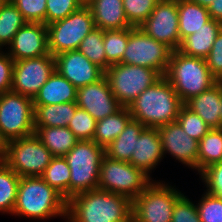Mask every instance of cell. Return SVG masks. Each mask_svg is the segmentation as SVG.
<instances>
[{"label":"cell","mask_w":222,"mask_h":222,"mask_svg":"<svg viewBox=\"0 0 222 222\" xmlns=\"http://www.w3.org/2000/svg\"><path fill=\"white\" fill-rule=\"evenodd\" d=\"M66 218L71 222H132V201L117 193L90 190L67 200Z\"/></svg>","instance_id":"1"},{"label":"cell","mask_w":222,"mask_h":222,"mask_svg":"<svg viewBox=\"0 0 222 222\" xmlns=\"http://www.w3.org/2000/svg\"><path fill=\"white\" fill-rule=\"evenodd\" d=\"M12 216L47 221L66 218L67 200L41 176L20 177Z\"/></svg>","instance_id":"2"},{"label":"cell","mask_w":222,"mask_h":222,"mask_svg":"<svg viewBox=\"0 0 222 222\" xmlns=\"http://www.w3.org/2000/svg\"><path fill=\"white\" fill-rule=\"evenodd\" d=\"M183 105L173 86L163 75L156 83L139 94L128 108L133 119L138 120L145 127L158 128L177 122Z\"/></svg>","instance_id":"3"},{"label":"cell","mask_w":222,"mask_h":222,"mask_svg":"<svg viewBox=\"0 0 222 222\" xmlns=\"http://www.w3.org/2000/svg\"><path fill=\"white\" fill-rule=\"evenodd\" d=\"M165 78L183 103L210 89L218 80L210 73L205 59L172 51Z\"/></svg>","instance_id":"4"},{"label":"cell","mask_w":222,"mask_h":222,"mask_svg":"<svg viewBox=\"0 0 222 222\" xmlns=\"http://www.w3.org/2000/svg\"><path fill=\"white\" fill-rule=\"evenodd\" d=\"M105 148L93 140H79L64 156L70 168V198L98 189Z\"/></svg>","instance_id":"5"},{"label":"cell","mask_w":222,"mask_h":222,"mask_svg":"<svg viewBox=\"0 0 222 222\" xmlns=\"http://www.w3.org/2000/svg\"><path fill=\"white\" fill-rule=\"evenodd\" d=\"M182 192L168 181L153 180L132 201V222H171L174 205Z\"/></svg>","instance_id":"6"},{"label":"cell","mask_w":222,"mask_h":222,"mask_svg":"<svg viewBox=\"0 0 222 222\" xmlns=\"http://www.w3.org/2000/svg\"><path fill=\"white\" fill-rule=\"evenodd\" d=\"M104 77L119 104L122 107H128L139 94L156 83L162 75L147 67L116 63L104 71Z\"/></svg>","instance_id":"7"},{"label":"cell","mask_w":222,"mask_h":222,"mask_svg":"<svg viewBox=\"0 0 222 222\" xmlns=\"http://www.w3.org/2000/svg\"><path fill=\"white\" fill-rule=\"evenodd\" d=\"M153 180L129 162L105 155L100 165L98 189L117 193L133 201Z\"/></svg>","instance_id":"8"},{"label":"cell","mask_w":222,"mask_h":222,"mask_svg":"<svg viewBox=\"0 0 222 222\" xmlns=\"http://www.w3.org/2000/svg\"><path fill=\"white\" fill-rule=\"evenodd\" d=\"M46 26L49 52L53 56L77 50L84 37L96 28L87 5L81 6L66 18Z\"/></svg>","instance_id":"9"},{"label":"cell","mask_w":222,"mask_h":222,"mask_svg":"<svg viewBox=\"0 0 222 222\" xmlns=\"http://www.w3.org/2000/svg\"><path fill=\"white\" fill-rule=\"evenodd\" d=\"M0 132L7 142L33 135V99L13 91L0 94Z\"/></svg>","instance_id":"10"},{"label":"cell","mask_w":222,"mask_h":222,"mask_svg":"<svg viewBox=\"0 0 222 222\" xmlns=\"http://www.w3.org/2000/svg\"><path fill=\"white\" fill-rule=\"evenodd\" d=\"M53 158L35 134L8 141L4 162L20 177L41 176Z\"/></svg>","instance_id":"11"},{"label":"cell","mask_w":222,"mask_h":222,"mask_svg":"<svg viewBox=\"0 0 222 222\" xmlns=\"http://www.w3.org/2000/svg\"><path fill=\"white\" fill-rule=\"evenodd\" d=\"M171 53L168 46L150 37L141 28L131 27L122 63L154 69L163 76Z\"/></svg>","instance_id":"12"},{"label":"cell","mask_w":222,"mask_h":222,"mask_svg":"<svg viewBox=\"0 0 222 222\" xmlns=\"http://www.w3.org/2000/svg\"><path fill=\"white\" fill-rule=\"evenodd\" d=\"M54 71L51 54L14 61L11 91L34 99Z\"/></svg>","instance_id":"13"},{"label":"cell","mask_w":222,"mask_h":222,"mask_svg":"<svg viewBox=\"0 0 222 222\" xmlns=\"http://www.w3.org/2000/svg\"><path fill=\"white\" fill-rule=\"evenodd\" d=\"M139 28L172 51L178 50L181 45L178 0H160Z\"/></svg>","instance_id":"14"},{"label":"cell","mask_w":222,"mask_h":222,"mask_svg":"<svg viewBox=\"0 0 222 222\" xmlns=\"http://www.w3.org/2000/svg\"><path fill=\"white\" fill-rule=\"evenodd\" d=\"M163 156L170 155L192 171L197 172L199 141L191 138L178 122L168 123L157 128Z\"/></svg>","instance_id":"15"},{"label":"cell","mask_w":222,"mask_h":222,"mask_svg":"<svg viewBox=\"0 0 222 222\" xmlns=\"http://www.w3.org/2000/svg\"><path fill=\"white\" fill-rule=\"evenodd\" d=\"M55 71L77 89L93 84L104 77V70L92 63L78 50L65 51L56 56Z\"/></svg>","instance_id":"16"},{"label":"cell","mask_w":222,"mask_h":222,"mask_svg":"<svg viewBox=\"0 0 222 222\" xmlns=\"http://www.w3.org/2000/svg\"><path fill=\"white\" fill-rule=\"evenodd\" d=\"M6 49L14 61L49 55L47 26L27 22L16 32Z\"/></svg>","instance_id":"17"},{"label":"cell","mask_w":222,"mask_h":222,"mask_svg":"<svg viewBox=\"0 0 222 222\" xmlns=\"http://www.w3.org/2000/svg\"><path fill=\"white\" fill-rule=\"evenodd\" d=\"M76 103L97 121L114 114L122 107L105 77L96 83L78 88Z\"/></svg>","instance_id":"18"},{"label":"cell","mask_w":222,"mask_h":222,"mask_svg":"<svg viewBox=\"0 0 222 222\" xmlns=\"http://www.w3.org/2000/svg\"><path fill=\"white\" fill-rule=\"evenodd\" d=\"M163 159L158 129L145 127L136 140L129 163L142 170L152 179V171L157 168Z\"/></svg>","instance_id":"19"},{"label":"cell","mask_w":222,"mask_h":222,"mask_svg":"<svg viewBox=\"0 0 222 222\" xmlns=\"http://www.w3.org/2000/svg\"><path fill=\"white\" fill-rule=\"evenodd\" d=\"M222 82L218 81L210 89L193 96L184 105L198 114L211 129L221 128Z\"/></svg>","instance_id":"20"},{"label":"cell","mask_w":222,"mask_h":222,"mask_svg":"<svg viewBox=\"0 0 222 222\" xmlns=\"http://www.w3.org/2000/svg\"><path fill=\"white\" fill-rule=\"evenodd\" d=\"M87 6L92 13L96 28L105 31L132 27L126 17L123 0H91Z\"/></svg>","instance_id":"21"},{"label":"cell","mask_w":222,"mask_h":222,"mask_svg":"<svg viewBox=\"0 0 222 222\" xmlns=\"http://www.w3.org/2000/svg\"><path fill=\"white\" fill-rule=\"evenodd\" d=\"M221 29L222 23L211 18L202 28L185 37L178 51L190 57L206 59Z\"/></svg>","instance_id":"22"},{"label":"cell","mask_w":222,"mask_h":222,"mask_svg":"<svg viewBox=\"0 0 222 222\" xmlns=\"http://www.w3.org/2000/svg\"><path fill=\"white\" fill-rule=\"evenodd\" d=\"M77 99V88L56 71L40 88L33 105H51L73 102Z\"/></svg>","instance_id":"23"},{"label":"cell","mask_w":222,"mask_h":222,"mask_svg":"<svg viewBox=\"0 0 222 222\" xmlns=\"http://www.w3.org/2000/svg\"><path fill=\"white\" fill-rule=\"evenodd\" d=\"M34 128L41 127H67L77 109L76 101L51 104L33 105Z\"/></svg>","instance_id":"24"},{"label":"cell","mask_w":222,"mask_h":222,"mask_svg":"<svg viewBox=\"0 0 222 222\" xmlns=\"http://www.w3.org/2000/svg\"><path fill=\"white\" fill-rule=\"evenodd\" d=\"M34 134L53 157H64L79 141L68 127L35 128Z\"/></svg>","instance_id":"25"},{"label":"cell","mask_w":222,"mask_h":222,"mask_svg":"<svg viewBox=\"0 0 222 222\" xmlns=\"http://www.w3.org/2000/svg\"><path fill=\"white\" fill-rule=\"evenodd\" d=\"M145 128L138 120L131 118L124 130L106 148L105 155L119 161L129 162L136 140Z\"/></svg>","instance_id":"26"},{"label":"cell","mask_w":222,"mask_h":222,"mask_svg":"<svg viewBox=\"0 0 222 222\" xmlns=\"http://www.w3.org/2000/svg\"><path fill=\"white\" fill-rule=\"evenodd\" d=\"M178 16L181 41L202 28L211 19L206 7L190 0H178Z\"/></svg>","instance_id":"27"},{"label":"cell","mask_w":222,"mask_h":222,"mask_svg":"<svg viewBox=\"0 0 222 222\" xmlns=\"http://www.w3.org/2000/svg\"><path fill=\"white\" fill-rule=\"evenodd\" d=\"M132 118L128 107H121L117 112L100 119L96 123L93 141L106 148L124 130Z\"/></svg>","instance_id":"28"},{"label":"cell","mask_w":222,"mask_h":222,"mask_svg":"<svg viewBox=\"0 0 222 222\" xmlns=\"http://www.w3.org/2000/svg\"><path fill=\"white\" fill-rule=\"evenodd\" d=\"M222 161V128L211 129L199 141L197 174L210 165Z\"/></svg>","instance_id":"29"},{"label":"cell","mask_w":222,"mask_h":222,"mask_svg":"<svg viewBox=\"0 0 222 222\" xmlns=\"http://www.w3.org/2000/svg\"><path fill=\"white\" fill-rule=\"evenodd\" d=\"M27 21L11 0H5L0 7V49H5L11 43L16 32Z\"/></svg>","instance_id":"30"},{"label":"cell","mask_w":222,"mask_h":222,"mask_svg":"<svg viewBox=\"0 0 222 222\" xmlns=\"http://www.w3.org/2000/svg\"><path fill=\"white\" fill-rule=\"evenodd\" d=\"M20 176H18L4 161L0 162V213L12 215Z\"/></svg>","instance_id":"31"},{"label":"cell","mask_w":222,"mask_h":222,"mask_svg":"<svg viewBox=\"0 0 222 222\" xmlns=\"http://www.w3.org/2000/svg\"><path fill=\"white\" fill-rule=\"evenodd\" d=\"M41 177L66 200L70 199V168L64 157H53Z\"/></svg>","instance_id":"32"},{"label":"cell","mask_w":222,"mask_h":222,"mask_svg":"<svg viewBox=\"0 0 222 222\" xmlns=\"http://www.w3.org/2000/svg\"><path fill=\"white\" fill-rule=\"evenodd\" d=\"M77 50L104 71L111 66L106 59L104 51L102 29L95 28L93 31L88 33L81 41Z\"/></svg>","instance_id":"33"},{"label":"cell","mask_w":222,"mask_h":222,"mask_svg":"<svg viewBox=\"0 0 222 222\" xmlns=\"http://www.w3.org/2000/svg\"><path fill=\"white\" fill-rule=\"evenodd\" d=\"M129 28L103 31L104 51L107 61L112 65L122 63L128 44Z\"/></svg>","instance_id":"34"},{"label":"cell","mask_w":222,"mask_h":222,"mask_svg":"<svg viewBox=\"0 0 222 222\" xmlns=\"http://www.w3.org/2000/svg\"><path fill=\"white\" fill-rule=\"evenodd\" d=\"M177 122L181 125L184 132L197 141H200L211 130L198 114L191 111L185 105L180 108Z\"/></svg>","instance_id":"35"},{"label":"cell","mask_w":222,"mask_h":222,"mask_svg":"<svg viewBox=\"0 0 222 222\" xmlns=\"http://www.w3.org/2000/svg\"><path fill=\"white\" fill-rule=\"evenodd\" d=\"M160 0H123V8L132 27H139Z\"/></svg>","instance_id":"36"},{"label":"cell","mask_w":222,"mask_h":222,"mask_svg":"<svg viewBox=\"0 0 222 222\" xmlns=\"http://www.w3.org/2000/svg\"><path fill=\"white\" fill-rule=\"evenodd\" d=\"M97 120L87 111L77 107L75 114L67 127L73 132L78 140H93Z\"/></svg>","instance_id":"37"},{"label":"cell","mask_w":222,"mask_h":222,"mask_svg":"<svg viewBox=\"0 0 222 222\" xmlns=\"http://www.w3.org/2000/svg\"><path fill=\"white\" fill-rule=\"evenodd\" d=\"M195 202L201 222H222V198L205 191Z\"/></svg>","instance_id":"38"},{"label":"cell","mask_w":222,"mask_h":222,"mask_svg":"<svg viewBox=\"0 0 222 222\" xmlns=\"http://www.w3.org/2000/svg\"><path fill=\"white\" fill-rule=\"evenodd\" d=\"M47 0H11L27 22L46 25Z\"/></svg>","instance_id":"39"},{"label":"cell","mask_w":222,"mask_h":222,"mask_svg":"<svg viewBox=\"0 0 222 222\" xmlns=\"http://www.w3.org/2000/svg\"><path fill=\"white\" fill-rule=\"evenodd\" d=\"M81 6L79 0H47L46 25L66 18Z\"/></svg>","instance_id":"40"},{"label":"cell","mask_w":222,"mask_h":222,"mask_svg":"<svg viewBox=\"0 0 222 222\" xmlns=\"http://www.w3.org/2000/svg\"><path fill=\"white\" fill-rule=\"evenodd\" d=\"M199 175L206 188L204 191L222 198V161L208 166Z\"/></svg>","instance_id":"41"},{"label":"cell","mask_w":222,"mask_h":222,"mask_svg":"<svg viewBox=\"0 0 222 222\" xmlns=\"http://www.w3.org/2000/svg\"><path fill=\"white\" fill-rule=\"evenodd\" d=\"M171 222H201L195 201L184 194L176 201Z\"/></svg>","instance_id":"42"},{"label":"cell","mask_w":222,"mask_h":222,"mask_svg":"<svg viewBox=\"0 0 222 222\" xmlns=\"http://www.w3.org/2000/svg\"><path fill=\"white\" fill-rule=\"evenodd\" d=\"M205 60L210 73L220 81L222 79V29L217 34L211 51Z\"/></svg>","instance_id":"43"},{"label":"cell","mask_w":222,"mask_h":222,"mask_svg":"<svg viewBox=\"0 0 222 222\" xmlns=\"http://www.w3.org/2000/svg\"><path fill=\"white\" fill-rule=\"evenodd\" d=\"M14 60L0 49V94L11 91Z\"/></svg>","instance_id":"44"},{"label":"cell","mask_w":222,"mask_h":222,"mask_svg":"<svg viewBox=\"0 0 222 222\" xmlns=\"http://www.w3.org/2000/svg\"><path fill=\"white\" fill-rule=\"evenodd\" d=\"M207 9L213 20L222 23V0H213Z\"/></svg>","instance_id":"45"},{"label":"cell","mask_w":222,"mask_h":222,"mask_svg":"<svg viewBox=\"0 0 222 222\" xmlns=\"http://www.w3.org/2000/svg\"><path fill=\"white\" fill-rule=\"evenodd\" d=\"M7 140L2 136L0 132V162H3L7 152Z\"/></svg>","instance_id":"46"},{"label":"cell","mask_w":222,"mask_h":222,"mask_svg":"<svg viewBox=\"0 0 222 222\" xmlns=\"http://www.w3.org/2000/svg\"><path fill=\"white\" fill-rule=\"evenodd\" d=\"M194 3H198L199 5L208 8V6L213 2V0H190Z\"/></svg>","instance_id":"47"},{"label":"cell","mask_w":222,"mask_h":222,"mask_svg":"<svg viewBox=\"0 0 222 222\" xmlns=\"http://www.w3.org/2000/svg\"><path fill=\"white\" fill-rule=\"evenodd\" d=\"M82 5H87L91 0H79Z\"/></svg>","instance_id":"48"},{"label":"cell","mask_w":222,"mask_h":222,"mask_svg":"<svg viewBox=\"0 0 222 222\" xmlns=\"http://www.w3.org/2000/svg\"><path fill=\"white\" fill-rule=\"evenodd\" d=\"M220 117H221V128H222V100H221V110H220Z\"/></svg>","instance_id":"49"},{"label":"cell","mask_w":222,"mask_h":222,"mask_svg":"<svg viewBox=\"0 0 222 222\" xmlns=\"http://www.w3.org/2000/svg\"><path fill=\"white\" fill-rule=\"evenodd\" d=\"M65 222H71L68 218L63 219Z\"/></svg>","instance_id":"50"},{"label":"cell","mask_w":222,"mask_h":222,"mask_svg":"<svg viewBox=\"0 0 222 222\" xmlns=\"http://www.w3.org/2000/svg\"><path fill=\"white\" fill-rule=\"evenodd\" d=\"M5 0H0V7L2 6V4L4 3Z\"/></svg>","instance_id":"51"}]
</instances>
